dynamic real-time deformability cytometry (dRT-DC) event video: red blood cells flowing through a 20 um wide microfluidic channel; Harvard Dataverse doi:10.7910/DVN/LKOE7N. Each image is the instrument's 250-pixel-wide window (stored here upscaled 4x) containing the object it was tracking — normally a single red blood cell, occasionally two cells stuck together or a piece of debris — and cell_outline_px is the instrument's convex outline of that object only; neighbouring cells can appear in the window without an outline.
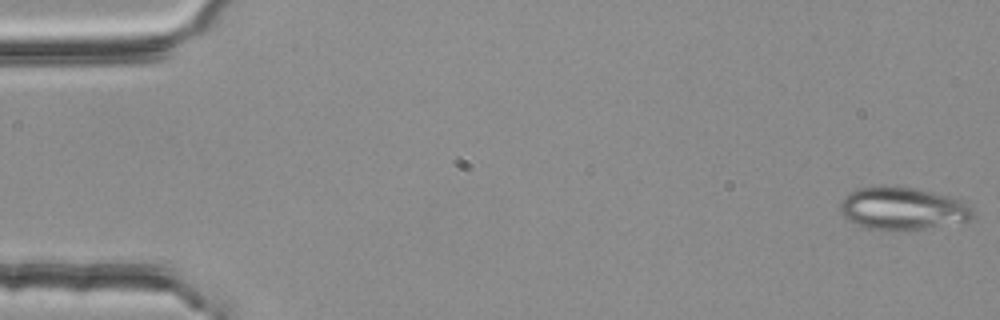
{"species": "common noctule bat (a hibernating species)", "species_latin": "Nyctalus noctula", "temperature_condition": "room temperature", "stored_images_in_passage": 17, "camera_frame_rate_fps": 3000, "um_per_image_px": 0.085, "animal": {"sex": "female", "body_mass_g": 25.1}, "frame": {"image": 1, "passage_image": 1, "time_ms": 0.0, "image_size_px": [1000, 320], "cell_outline_px": [[972, 216], [968, 220], [924, 228], [892, 232], [868, 228], [856, 224], [848, 220], [840, 212], [840, 200], [848, 192], [856, 188], [880, 184], [884, 184], [912, 188], [960, 200], [968, 204], [972, 208]], "centroid_in_image_um": [76.59, 17.71], "position_along_channel_um": 8.4, "area_um2": 33.06}}